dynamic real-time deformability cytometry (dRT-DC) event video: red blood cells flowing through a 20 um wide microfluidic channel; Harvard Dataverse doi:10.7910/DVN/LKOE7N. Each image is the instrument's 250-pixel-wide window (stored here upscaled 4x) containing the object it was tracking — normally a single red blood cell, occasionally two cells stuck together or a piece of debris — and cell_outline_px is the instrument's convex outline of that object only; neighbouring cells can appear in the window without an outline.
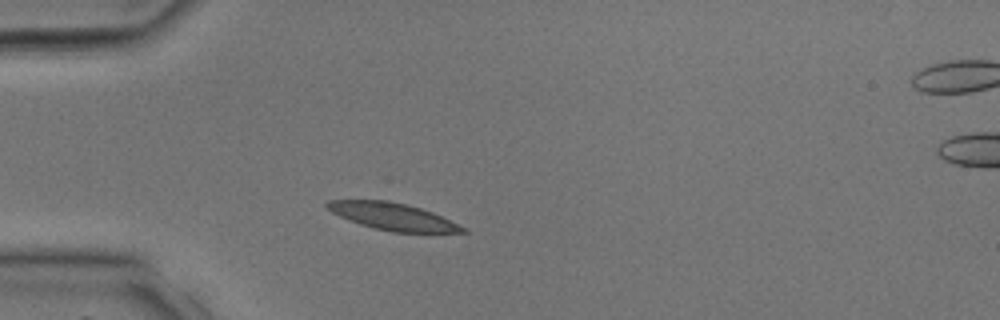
{"species": "common noctule bat (a hibernating species)", "species_latin": "Nyctalus noctula", "temperature_condition": "room temperature", "stored_images_in_passage": 4, "camera_frame_rate_fps": 3000, "um_per_image_px": 0.085, "animal": {"sex": "male", "body_mass_g": 17.9, "forearm_length_mm": 54.2}, "frame": {"image": 1, "passage_image": 3, "time_ms": 0.667, "image_size_px": [1000, 320], "cell_outline_px": [[468, 232], [392, 232], [360, 224], [348, 220], [332, 212], [324, 204], [328, 200], [388, 200], [408, 204], [432, 212], [468, 228]], "centroid_in_image_um": [33.39, 18.39], "position_along_channel_um": 51.6, "area_um2": 21.33}}